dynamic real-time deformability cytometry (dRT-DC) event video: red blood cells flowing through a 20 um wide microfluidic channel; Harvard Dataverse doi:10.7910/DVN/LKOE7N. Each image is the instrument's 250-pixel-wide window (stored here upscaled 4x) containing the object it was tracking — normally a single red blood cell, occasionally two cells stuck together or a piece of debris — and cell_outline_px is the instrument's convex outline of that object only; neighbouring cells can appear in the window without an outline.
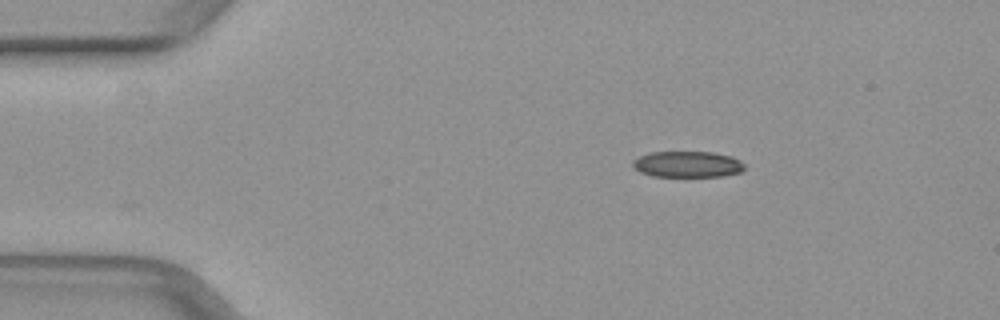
{"species": "common noctule bat (a hibernating species)", "species_latin": "Nyctalus noctula", "temperature_condition": "warm", "stored_images_in_passage": 37, "camera_frame_rate_fps": 3000, "um_per_image_px": 0.085, "animal": {"sex": "female", "body_mass_g": 29.2, "forearm_length_mm": 56.3}, "frame": {"image": 1, "passage_image": 1, "time_ms": 0.0, "image_size_px": [1000, 320], "cell_outline_px": [[744, 168], [740, 172], [720, 176], [652, 176], [640, 172], [632, 168], [632, 160], [648, 152], [712, 152], [732, 156], [740, 160], [744, 164]], "centroid_in_image_um": [58.4, 13.95], "position_along_channel_um": 26.6, "area_um2": 17.05}}
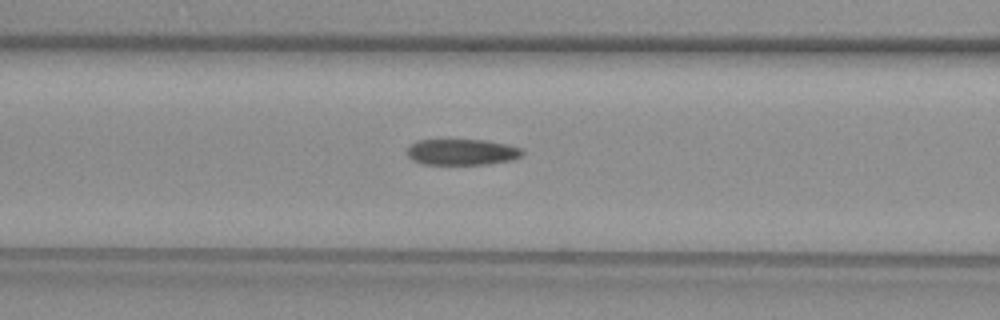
{"frame": {"image": 2, "passage_image": 13, "time_ms": 4.0, "image_size_px": [1000, 320], "cell_outline_px": [[524, 152], [520, 156], [512, 160], [484, 164], [424, 164], [412, 160], [408, 156], [408, 148], [416, 140], [488, 140], [508, 144], [520, 148]], "centroid_in_image_um": [39.27, 12.92], "position_along_channel_um": 127.3, "area_um2": 17.4}}
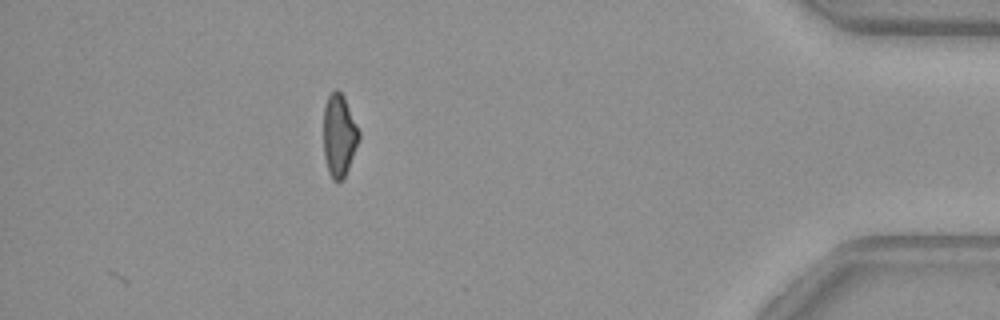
{"frame": {"image": 3, "passage_image": 37, "time_ms": 12.0, "image_size_px": [1000, 320], "cell_outline_px": [[360, 140], [348, 168], [344, 176], [340, 180], [332, 180], [328, 172], [324, 156], [324, 108], [328, 96], [336, 88], [344, 96], [360, 132]], "centroid_in_image_um": [28.83, 11.5], "position_along_channel_um": 406.4, "area_um2": 16.94}}